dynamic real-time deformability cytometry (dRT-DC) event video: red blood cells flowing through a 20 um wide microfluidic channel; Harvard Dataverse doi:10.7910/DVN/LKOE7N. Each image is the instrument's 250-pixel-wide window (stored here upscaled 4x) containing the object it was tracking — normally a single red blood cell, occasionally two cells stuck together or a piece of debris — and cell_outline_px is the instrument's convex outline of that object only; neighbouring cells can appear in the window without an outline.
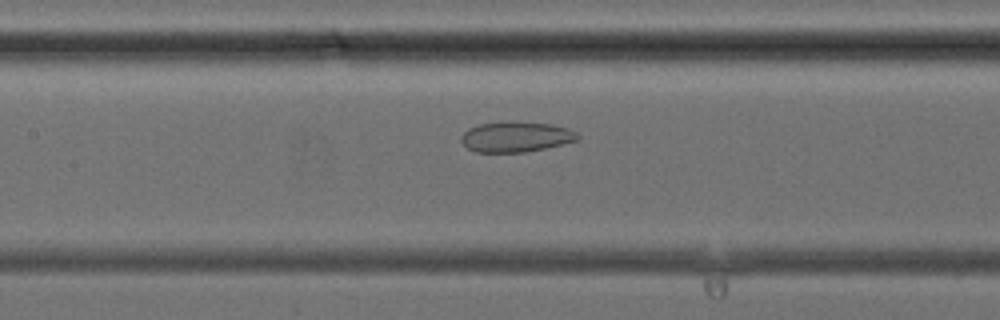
{"species": "common noctule bat (a hibernating species)", "species_latin": "Nyctalus noctula", "temperature_condition": "cold", "stored_images_in_passage": 37, "camera_frame_rate_fps": 3000, "um_per_image_px": 0.085, "animal": {"sex": "female", "body_mass_g": 24.6, "forearm_length_mm": 56.2}, "frame": {"image": 1, "passage_image": 15, "time_ms": 4.667, "image_size_px": [1000, 320], "cell_outline_px": [[580, 140], [544, 148], [524, 152], [476, 152], [468, 148], [460, 140], [460, 136], [468, 128], [480, 124], [508, 120], [516, 120], [552, 124], [568, 128], [576, 132], [580, 136]], "centroid_in_image_um": [43.86, 11.6], "position_along_channel_um": 163.5, "area_um2": 20.98}}
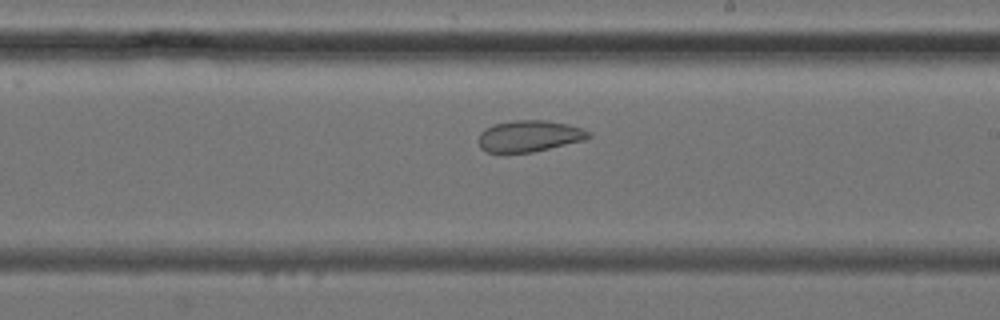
{"frame": {"image": 2, "passage_image": 20, "time_ms": 6.333, "image_size_px": [1000, 320], "cell_outline_px": [[592, 136], [588, 140], [532, 152], [488, 152], [480, 148], [480, 132], [484, 128], [492, 124], [516, 120], [548, 120], [568, 124], [584, 128], [592, 132]], "centroid_in_image_um": [45.07, 11.55], "position_along_channel_um": 243.9, "area_um2": 20.4}}
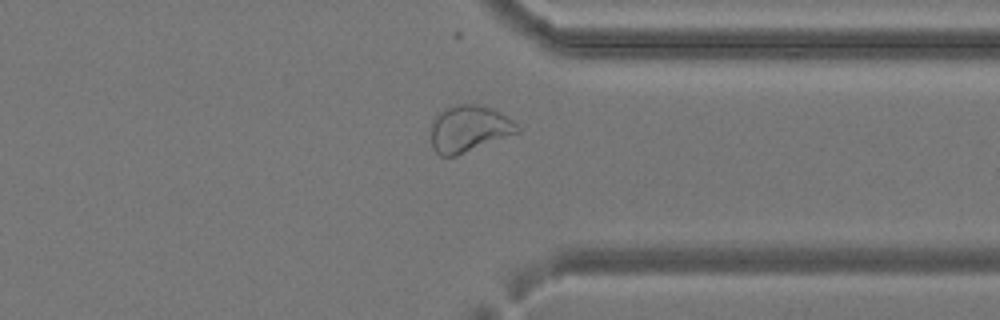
{"frame": {"image": 3, "passage_image": 28, "time_ms": 9.0, "image_size_px": [1000, 320], "cell_outline_px": [[520, 132], [456, 156], [440, 156], [432, 148], [432, 120], [444, 108], [456, 104], [476, 104], [492, 108], [500, 112], [512, 120], [520, 128]], "centroid_in_image_um": [39.86, 10.94], "position_along_channel_um": 371.5, "area_um2": 23.47}}